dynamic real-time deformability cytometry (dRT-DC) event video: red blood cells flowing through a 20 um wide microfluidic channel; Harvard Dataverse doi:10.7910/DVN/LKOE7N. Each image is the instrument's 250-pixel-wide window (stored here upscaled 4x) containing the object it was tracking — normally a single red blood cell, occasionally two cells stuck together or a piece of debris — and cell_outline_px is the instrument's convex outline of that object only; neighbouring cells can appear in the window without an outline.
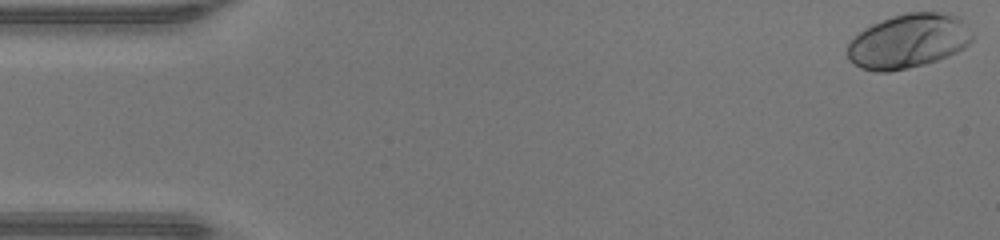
{"species": "human", "species_latin": "Homo sapiens", "temperature_condition": "warm", "stored_images_in_passage": 47, "camera_frame_rate_fps": 3000, "um_per_image_px": 0.085, "donor": {"sex": "male"}, "frame": {"image": 1, "passage_image": 1, "time_ms": 0.0, "image_size_px": [1000, 240], "cell_outline_px": [[972, 40], [964, 48], [948, 56], [924, 64], [908, 68], [888, 72], [876, 72], [860, 68], [848, 60], [848, 40], [864, 28], [880, 20], [892, 16], [908, 12], [936, 12], [956, 16], [960, 20], [972, 36]], "centroid_in_image_um": [77.13, 3.51], "position_along_channel_um": 7.9, "area_um2": 39.3}}
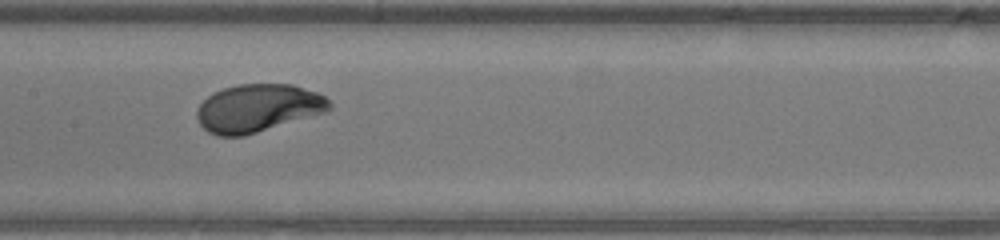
{"frame": {"image": 2, "passage_image": 23, "time_ms": 7.333, "image_size_px": [1000, 240], "cell_outline_px": [[332, 108], [328, 112], [244, 136], [216, 136], [208, 132], [200, 124], [196, 116], [196, 112], [200, 104], [208, 96], [224, 88], [236, 84], [292, 84], [316, 92], [324, 96], [332, 104]], "centroid_in_image_um": [21.95, 9.2], "position_along_channel_um": 185.5, "area_um2": 37.11}}
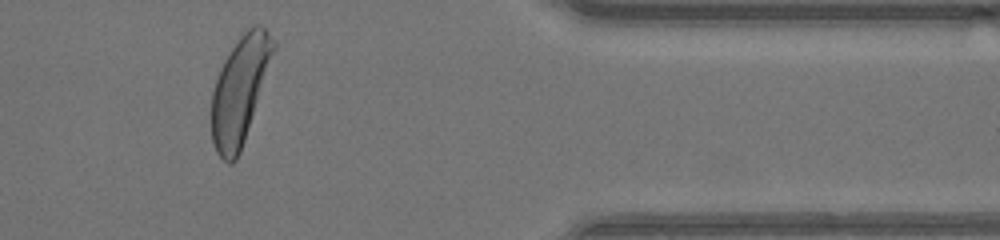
{"frame": {"image": 3, "passage_image": 39, "time_ms": 12.667, "image_size_px": [1000, 240], "cell_outline_px": [[276, 48], [240, 152], [236, 160], [232, 164], [228, 164], [216, 152], [212, 140], [212, 92], [220, 68], [228, 52], [240, 36], [252, 24], [260, 24], [276, 40]], "centroid_in_image_um": [20.39, 7.63], "position_along_channel_um": 391.0, "area_um2": 38.26}, "authors_computed_cell_mechanics": {"area_um2": 36.8764, "velocity_mm_per_s": 4.3768, "shape_relaxation_time_tau1_ms": 1.866, "shape_relaxation_time_tau2_ms": null, "deformation_change_tau1": 0.1478, "deformation_change_tau2": null}}